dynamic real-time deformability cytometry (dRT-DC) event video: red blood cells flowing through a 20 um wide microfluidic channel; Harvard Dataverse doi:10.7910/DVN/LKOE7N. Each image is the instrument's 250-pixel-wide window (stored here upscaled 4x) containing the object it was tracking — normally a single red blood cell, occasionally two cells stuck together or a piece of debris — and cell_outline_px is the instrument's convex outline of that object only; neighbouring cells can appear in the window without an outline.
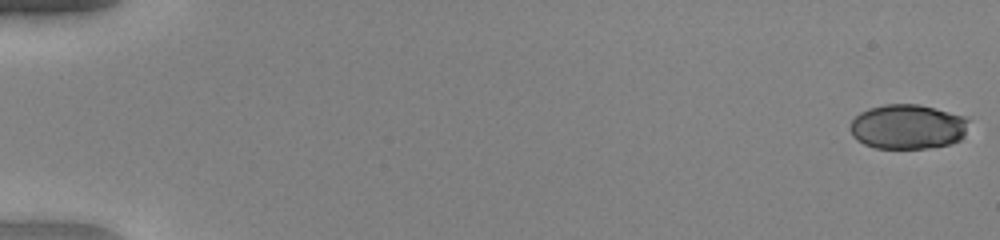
{"species": "human", "species_latin": "Homo sapiens", "temperature_condition": "warm", "stored_images_in_passage": 15, "camera_frame_rate_fps": 3000, "um_per_image_px": 0.085, "donor": {"sex": "female"}, "frame": {"image": 1, "passage_image": 1, "time_ms": 0.0, "image_size_px": [1000, 240], "cell_outline_px": [[968, 120], [964, 136], [960, 140], [952, 144], [924, 148], [876, 148], [864, 144], [856, 140], [852, 136], [848, 128], [852, 120], [860, 112], [868, 108], [884, 104], [920, 104], [936, 108], [964, 116]], "centroid_in_image_um": [77.12, 10.77], "position_along_channel_um": 7.9, "area_um2": 31.15}}